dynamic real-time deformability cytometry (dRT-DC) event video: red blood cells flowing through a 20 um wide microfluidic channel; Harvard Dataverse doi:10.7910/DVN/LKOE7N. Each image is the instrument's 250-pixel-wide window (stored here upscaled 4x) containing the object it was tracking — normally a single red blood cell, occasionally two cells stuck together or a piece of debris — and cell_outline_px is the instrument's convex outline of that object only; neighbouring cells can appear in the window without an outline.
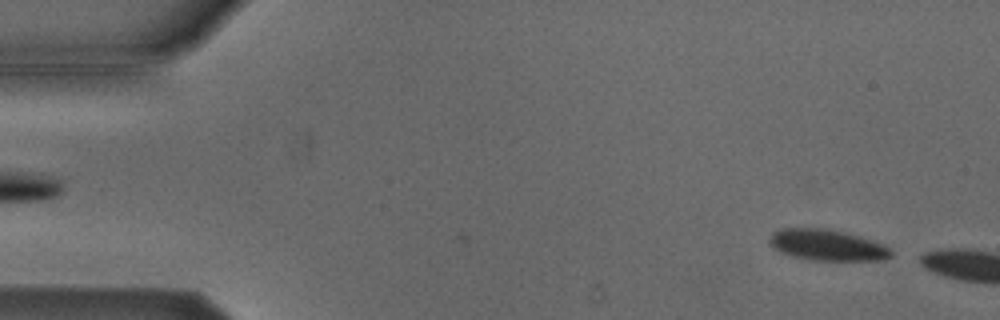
{"species": "Egyptian fruit bat (a non-hibernating species)", "species_latin": "Rousettus aegyptiacus", "temperature_condition": "cold", "stored_images_in_passage": 2, "camera_frame_rate_fps": 3000, "um_per_image_px": 0.085, "animal": {"sex": "male"}, "frame": {"image": 1, "passage_image": 2, "time_ms": 0.333, "image_size_px": [1000, 320], "cell_outline_px": [[892, 256], [884, 260], [808, 260], [792, 256], [780, 252], [772, 248], [768, 244], [768, 240], [772, 232], [784, 228], [824, 228], [844, 232], [860, 236], [884, 244], [892, 252]], "centroid_in_image_um": [70.27, 20.83], "position_along_channel_um": 14.7, "area_um2": 22.2}}